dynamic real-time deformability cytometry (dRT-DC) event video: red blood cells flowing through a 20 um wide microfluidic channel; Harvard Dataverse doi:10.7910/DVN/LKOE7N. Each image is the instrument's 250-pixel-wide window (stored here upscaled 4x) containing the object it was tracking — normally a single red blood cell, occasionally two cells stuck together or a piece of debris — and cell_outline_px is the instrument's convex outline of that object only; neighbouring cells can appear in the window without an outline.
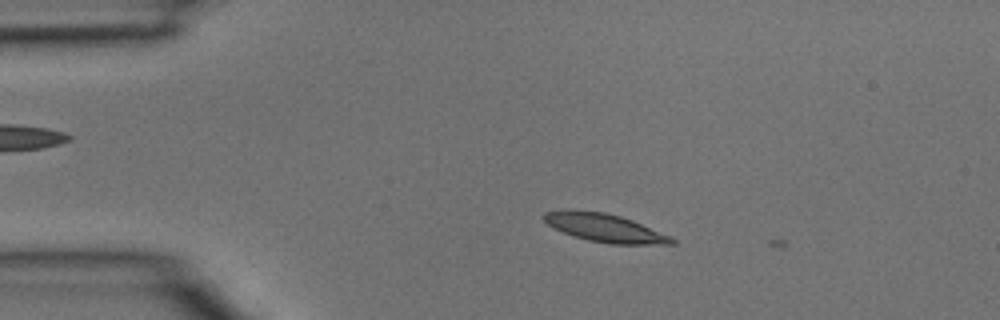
{"species": "common noctule bat (a hibernating species)", "species_latin": "Nyctalus noctula", "temperature_condition": "room temperature", "stored_images_in_passage": 3, "camera_frame_rate_fps": 3000, "um_per_image_px": 0.085, "animal": {"sex": "male", "body_mass_g": 15.6}, "frame": {"image": 1, "passage_image": 2, "time_ms": 0.333, "image_size_px": [1000, 320], "cell_outline_px": [[676, 244], [612, 244], [588, 240], [552, 228], [540, 216], [544, 212], [564, 208], [604, 212], [620, 216], [632, 220], [672, 236], [676, 240]], "centroid_in_image_um": [51.37, 19.34], "position_along_channel_um": 33.6, "area_um2": 21.27}}